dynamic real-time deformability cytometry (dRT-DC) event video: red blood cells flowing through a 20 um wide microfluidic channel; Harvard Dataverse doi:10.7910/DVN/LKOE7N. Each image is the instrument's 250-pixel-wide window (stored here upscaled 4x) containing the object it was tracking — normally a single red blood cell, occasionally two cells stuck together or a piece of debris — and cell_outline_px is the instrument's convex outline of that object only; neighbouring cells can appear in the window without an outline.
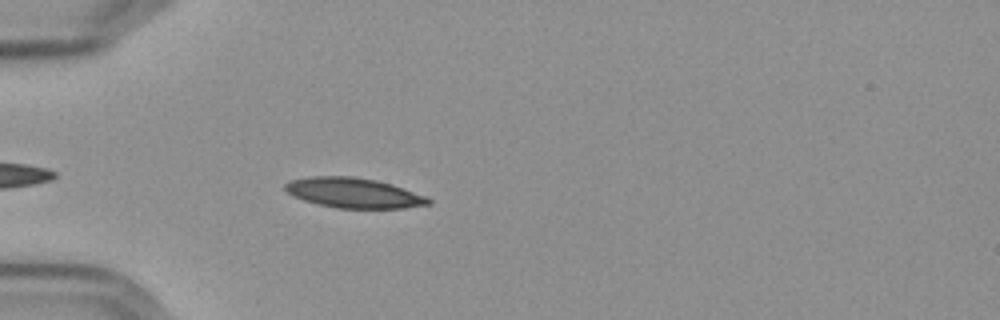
{"species": "Egyptian fruit bat (a non-hibernating species)", "species_latin": "Rousettus aegyptiacus", "temperature_condition": "cold", "stored_images_in_passage": 24, "camera_frame_rate_fps": 3000, "um_per_image_px": 0.085, "frame": {"image": 1, "passage_image": 5, "time_ms": 1.333, "image_size_px": [1000, 320], "cell_outline_px": [[432, 204], [404, 208], [336, 208], [304, 200], [288, 192], [284, 188], [284, 184], [288, 180], [308, 176], [352, 176], [376, 180], [392, 184], [424, 196], [432, 200]], "centroid_in_image_um": [30.05, 16.39], "position_along_channel_um": 54.9, "area_um2": 24.97}}
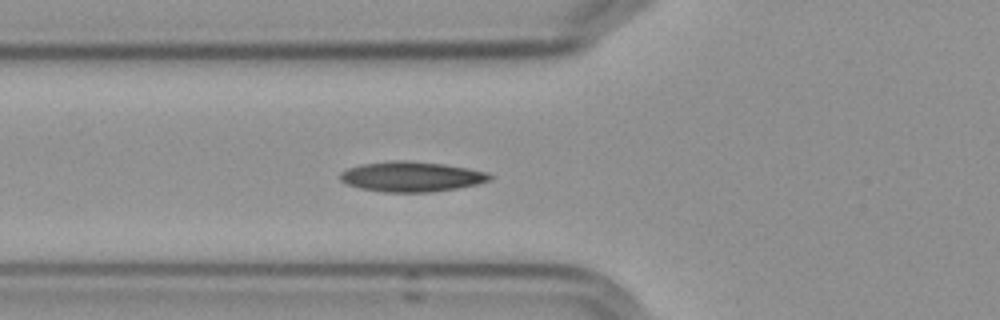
{"frame": {"image": 2, "passage_image": 9, "time_ms": 2.667, "image_size_px": [1000, 320], "cell_outline_px": [[492, 180], [476, 184], [456, 188], [432, 192], [384, 192], [360, 188], [348, 184], [340, 180], [340, 172], [348, 168], [360, 164], [396, 160], [408, 160], [444, 164], [468, 168], [488, 172], [492, 176]], "centroid_in_image_um": [34.98, 15.01], "position_along_channel_um": 90.8, "area_um2": 26.3}}
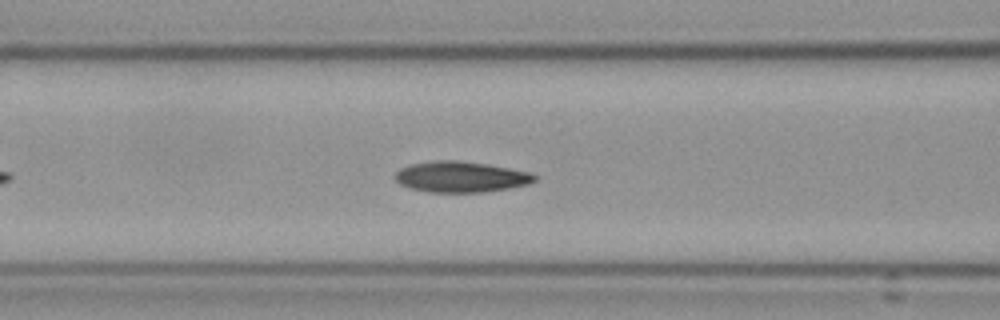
{"frame": {"image": 3, "passage_image": 12, "time_ms": 3.667, "image_size_px": [1000, 320], "cell_outline_px": [[536, 180], [528, 184], [508, 188], [484, 192], [428, 192], [412, 188], [400, 184], [396, 180], [396, 172], [400, 168], [412, 164], [436, 160], [456, 160], [484, 164], [532, 172], [536, 176]], "centroid_in_image_um": [39.18, 15.03], "position_along_channel_um": 127.4, "area_um2": 24.8}}